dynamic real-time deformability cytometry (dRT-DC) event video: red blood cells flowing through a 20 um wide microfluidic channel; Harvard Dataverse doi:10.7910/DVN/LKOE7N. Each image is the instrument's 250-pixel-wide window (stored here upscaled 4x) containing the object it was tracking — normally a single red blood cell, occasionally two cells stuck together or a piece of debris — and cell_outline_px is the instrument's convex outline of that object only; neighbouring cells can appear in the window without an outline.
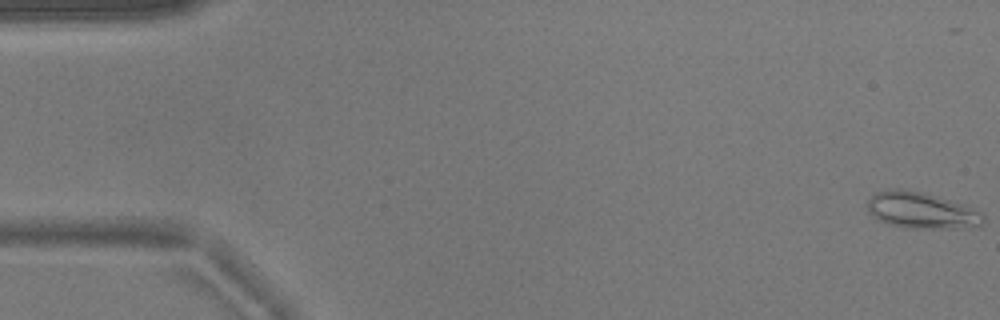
{"species": "common noctule bat (a hibernating species)", "species_latin": "Nyctalus noctula", "temperature_condition": "warm", "stored_images_in_passage": 12, "camera_frame_rate_fps": 3000, "um_per_image_px": 0.085, "animal": {"sex": "male", "body_mass_g": 17.9}, "frame": {"image": 1, "passage_image": 1, "time_ms": 0.0, "image_size_px": [1000, 320], "cell_outline_px": [[984, 220], [980, 224], [956, 228], [916, 228], [888, 224], [880, 220], [868, 212], [868, 200], [876, 192], [892, 188], [896, 188], [920, 192], [968, 204], [984, 212]], "centroid_in_image_um": [78.36, 17.87], "position_along_channel_um": 6.6, "area_um2": 24.39}}